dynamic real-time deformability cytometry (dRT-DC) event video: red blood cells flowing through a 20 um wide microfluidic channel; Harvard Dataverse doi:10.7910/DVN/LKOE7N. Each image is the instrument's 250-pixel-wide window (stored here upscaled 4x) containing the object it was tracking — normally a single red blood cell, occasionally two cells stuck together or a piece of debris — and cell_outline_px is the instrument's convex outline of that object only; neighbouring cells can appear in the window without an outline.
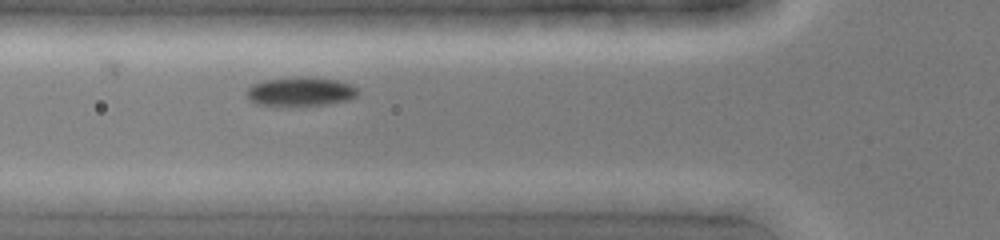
{"species": "common noctule bat (a hibernating species)", "species_latin": "Nyctalus noctula", "temperature_condition": "cold", "stored_images_in_passage": 6, "segment_of_instrument_passage": [1, 2], "camera_frame_rate_fps": 3000, "um_per_image_px": 0.085, "animal": {"sex": "female", "body_mass_g": 19.0, "forearm_length_mm": 51.5}, "frame": {"image": 1, "passage_image": 5, "time_ms": 1.333, "image_size_px": [1000, 240], "cell_outline_px": [[360, 92], [356, 96], [348, 100], [328, 104], [292, 108], [288, 108], [256, 104], [248, 100], [248, 88], [252, 84], [268, 80], [336, 80], [348, 84], [356, 88]], "centroid_in_image_um": [25.51, 7.9], "position_along_channel_um": 100.3, "area_um2": 18.26}}